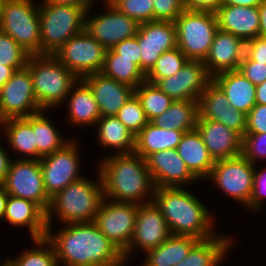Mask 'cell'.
Masks as SVG:
<instances>
[{"instance_id": "obj_32", "label": "cell", "mask_w": 266, "mask_h": 266, "mask_svg": "<svg viewBox=\"0 0 266 266\" xmlns=\"http://www.w3.org/2000/svg\"><path fill=\"white\" fill-rule=\"evenodd\" d=\"M231 237L213 236L199 240L188 255L175 266H218L230 249Z\"/></svg>"}, {"instance_id": "obj_13", "label": "cell", "mask_w": 266, "mask_h": 266, "mask_svg": "<svg viewBox=\"0 0 266 266\" xmlns=\"http://www.w3.org/2000/svg\"><path fill=\"white\" fill-rule=\"evenodd\" d=\"M43 110L35 97L29 68L14 72L0 88V122L10 118H26Z\"/></svg>"}, {"instance_id": "obj_47", "label": "cell", "mask_w": 266, "mask_h": 266, "mask_svg": "<svg viewBox=\"0 0 266 266\" xmlns=\"http://www.w3.org/2000/svg\"><path fill=\"white\" fill-rule=\"evenodd\" d=\"M246 133H266V105L256 104L247 114Z\"/></svg>"}, {"instance_id": "obj_55", "label": "cell", "mask_w": 266, "mask_h": 266, "mask_svg": "<svg viewBox=\"0 0 266 266\" xmlns=\"http://www.w3.org/2000/svg\"><path fill=\"white\" fill-rule=\"evenodd\" d=\"M263 0H222V4L258 7Z\"/></svg>"}, {"instance_id": "obj_41", "label": "cell", "mask_w": 266, "mask_h": 266, "mask_svg": "<svg viewBox=\"0 0 266 266\" xmlns=\"http://www.w3.org/2000/svg\"><path fill=\"white\" fill-rule=\"evenodd\" d=\"M29 54L6 33L0 30V64L10 67H25Z\"/></svg>"}, {"instance_id": "obj_26", "label": "cell", "mask_w": 266, "mask_h": 266, "mask_svg": "<svg viewBox=\"0 0 266 266\" xmlns=\"http://www.w3.org/2000/svg\"><path fill=\"white\" fill-rule=\"evenodd\" d=\"M212 80L222 89L229 104L248 114L256 105V86L238 70L215 75Z\"/></svg>"}, {"instance_id": "obj_16", "label": "cell", "mask_w": 266, "mask_h": 266, "mask_svg": "<svg viewBox=\"0 0 266 266\" xmlns=\"http://www.w3.org/2000/svg\"><path fill=\"white\" fill-rule=\"evenodd\" d=\"M170 235L167 222L154 201L138 205L134 234L123 253L125 262L136 246L148 252L161 245Z\"/></svg>"}, {"instance_id": "obj_11", "label": "cell", "mask_w": 266, "mask_h": 266, "mask_svg": "<svg viewBox=\"0 0 266 266\" xmlns=\"http://www.w3.org/2000/svg\"><path fill=\"white\" fill-rule=\"evenodd\" d=\"M138 205L104 198L93 221L123 254L129 247L136 223Z\"/></svg>"}, {"instance_id": "obj_39", "label": "cell", "mask_w": 266, "mask_h": 266, "mask_svg": "<svg viewBox=\"0 0 266 266\" xmlns=\"http://www.w3.org/2000/svg\"><path fill=\"white\" fill-rule=\"evenodd\" d=\"M189 59L177 47L162 53L153 67L145 74L146 81L155 84L162 78L173 76Z\"/></svg>"}, {"instance_id": "obj_24", "label": "cell", "mask_w": 266, "mask_h": 266, "mask_svg": "<svg viewBox=\"0 0 266 266\" xmlns=\"http://www.w3.org/2000/svg\"><path fill=\"white\" fill-rule=\"evenodd\" d=\"M218 29L231 33L244 42L259 34V11L257 7L222 4L215 11Z\"/></svg>"}, {"instance_id": "obj_17", "label": "cell", "mask_w": 266, "mask_h": 266, "mask_svg": "<svg viewBox=\"0 0 266 266\" xmlns=\"http://www.w3.org/2000/svg\"><path fill=\"white\" fill-rule=\"evenodd\" d=\"M140 47V69L146 74L165 51L177 48L175 22L150 21L141 23L135 36Z\"/></svg>"}, {"instance_id": "obj_35", "label": "cell", "mask_w": 266, "mask_h": 266, "mask_svg": "<svg viewBox=\"0 0 266 266\" xmlns=\"http://www.w3.org/2000/svg\"><path fill=\"white\" fill-rule=\"evenodd\" d=\"M104 75L117 82L136 88L146 80L143 71L131 59L119 58L112 48L107 49L101 71Z\"/></svg>"}, {"instance_id": "obj_59", "label": "cell", "mask_w": 266, "mask_h": 266, "mask_svg": "<svg viewBox=\"0 0 266 266\" xmlns=\"http://www.w3.org/2000/svg\"><path fill=\"white\" fill-rule=\"evenodd\" d=\"M2 266H12V265L8 261H5V263H3Z\"/></svg>"}, {"instance_id": "obj_19", "label": "cell", "mask_w": 266, "mask_h": 266, "mask_svg": "<svg viewBox=\"0 0 266 266\" xmlns=\"http://www.w3.org/2000/svg\"><path fill=\"white\" fill-rule=\"evenodd\" d=\"M199 116L205 120L220 122L242 137L246 133L247 114L231 106L225 93L213 80L200 96Z\"/></svg>"}, {"instance_id": "obj_36", "label": "cell", "mask_w": 266, "mask_h": 266, "mask_svg": "<svg viewBox=\"0 0 266 266\" xmlns=\"http://www.w3.org/2000/svg\"><path fill=\"white\" fill-rule=\"evenodd\" d=\"M43 111L45 110L32 114V129L35 134L37 160L54 153L69 142L63 139L52 122L44 115Z\"/></svg>"}, {"instance_id": "obj_38", "label": "cell", "mask_w": 266, "mask_h": 266, "mask_svg": "<svg viewBox=\"0 0 266 266\" xmlns=\"http://www.w3.org/2000/svg\"><path fill=\"white\" fill-rule=\"evenodd\" d=\"M33 243L37 246L35 249H28L14 260L7 261L12 266H58L53 245L46 238L33 239Z\"/></svg>"}, {"instance_id": "obj_21", "label": "cell", "mask_w": 266, "mask_h": 266, "mask_svg": "<svg viewBox=\"0 0 266 266\" xmlns=\"http://www.w3.org/2000/svg\"><path fill=\"white\" fill-rule=\"evenodd\" d=\"M244 54L245 42L241 38L218 29L203 63L213 78L222 72L238 70Z\"/></svg>"}, {"instance_id": "obj_3", "label": "cell", "mask_w": 266, "mask_h": 266, "mask_svg": "<svg viewBox=\"0 0 266 266\" xmlns=\"http://www.w3.org/2000/svg\"><path fill=\"white\" fill-rule=\"evenodd\" d=\"M153 201L161 210L171 235L191 236L198 240L216 235L210 212L192 192L182 187L155 188Z\"/></svg>"}, {"instance_id": "obj_29", "label": "cell", "mask_w": 266, "mask_h": 266, "mask_svg": "<svg viewBox=\"0 0 266 266\" xmlns=\"http://www.w3.org/2000/svg\"><path fill=\"white\" fill-rule=\"evenodd\" d=\"M68 96L70 97L68 99L69 122L77 126L96 125L101 114L91 88L82 78L72 86Z\"/></svg>"}, {"instance_id": "obj_27", "label": "cell", "mask_w": 266, "mask_h": 266, "mask_svg": "<svg viewBox=\"0 0 266 266\" xmlns=\"http://www.w3.org/2000/svg\"><path fill=\"white\" fill-rule=\"evenodd\" d=\"M179 156L189 171L198 179H207L215 161L212 159L199 132L195 129L185 132L177 147Z\"/></svg>"}, {"instance_id": "obj_14", "label": "cell", "mask_w": 266, "mask_h": 266, "mask_svg": "<svg viewBox=\"0 0 266 266\" xmlns=\"http://www.w3.org/2000/svg\"><path fill=\"white\" fill-rule=\"evenodd\" d=\"M75 143L69 141L61 149L40 159L44 187L50 199L69 184L83 178L78 175L80 156Z\"/></svg>"}, {"instance_id": "obj_7", "label": "cell", "mask_w": 266, "mask_h": 266, "mask_svg": "<svg viewBox=\"0 0 266 266\" xmlns=\"http://www.w3.org/2000/svg\"><path fill=\"white\" fill-rule=\"evenodd\" d=\"M0 30L10 35L30 56L40 54L39 5L32 0H4Z\"/></svg>"}, {"instance_id": "obj_48", "label": "cell", "mask_w": 266, "mask_h": 266, "mask_svg": "<svg viewBox=\"0 0 266 266\" xmlns=\"http://www.w3.org/2000/svg\"><path fill=\"white\" fill-rule=\"evenodd\" d=\"M112 49L119 54V58L131 59L140 68V47L136 37L122 40Z\"/></svg>"}, {"instance_id": "obj_2", "label": "cell", "mask_w": 266, "mask_h": 266, "mask_svg": "<svg viewBox=\"0 0 266 266\" xmlns=\"http://www.w3.org/2000/svg\"><path fill=\"white\" fill-rule=\"evenodd\" d=\"M99 166L104 198L137 205L153 201L155 185L146 159L137 153L116 152L113 156L103 158ZM149 193L151 198L146 197Z\"/></svg>"}, {"instance_id": "obj_30", "label": "cell", "mask_w": 266, "mask_h": 266, "mask_svg": "<svg viewBox=\"0 0 266 266\" xmlns=\"http://www.w3.org/2000/svg\"><path fill=\"white\" fill-rule=\"evenodd\" d=\"M199 240L191 236L170 235L161 245L148 252L144 266H175Z\"/></svg>"}, {"instance_id": "obj_53", "label": "cell", "mask_w": 266, "mask_h": 266, "mask_svg": "<svg viewBox=\"0 0 266 266\" xmlns=\"http://www.w3.org/2000/svg\"><path fill=\"white\" fill-rule=\"evenodd\" d=\"M257 8L260 19L258 36L266 37V0H263Z\"/></svg>"}, {"instance_id": "obj_34", "label": "cell", "mask_w": 266, "mask_h": 266, "mask_svg": "<svg viewBox=\"0 0 266 266\" xmlns=\"http://www.w3.org/2000/svg\"><path fill=\"white\" fill-rule=\"evenodd\" d=\"M97 137L104 147L119 149L118 154L133 153L135 150V137L116 116L100 117Z\"/></svg>"}, {"instance_id": "obj_20", "label": "cell", "mask_w": 266, "mask_h": 266, "mask_svg": "<svg viewBox=\"0 0 266 266\" xmlns=\"http://www.w3.org/2000/svg\"><path fill=\"white\" fill-rule=\"evenodd\" d=\"M146 163L155 188H176L197 181L179 156L177 149L155 152L146 159Z\"/></svg>"}, {"instance_id": "obj_37", "label": "cell", "mask_w": 266, "mask_h": 266, "mask_svg": "<svg viewBox=\"0 0 266 266\" xmlns=\"http://www.w3.org/2000/svg\"><path fill=\"white\" fill-rule=\"evenodd\" d=\"M149 122L161 115L173 103V99L164 93L156 84L142 82L134 89Z\"/></svg>"}, {"instance_id": "obj_58", "label": "cell", "mask_w": 266, "mask_h": 266, "mask_svg": "<svg viewBox=\"0 0 266 266\" xmlns=\"http://www.w3.org/2000/svg\"><path fill=\"white\" fill-rule=\"evenodd\" d=\"M108 5H114L118 0H104Z\"/></svg>"}, {"instance_id": "obj_56", "label": "cell", "mask_w": 266, "mask_h": 266, "mask_svg": "<svg viewBox=\"0 0 266 266\" xmlns=\"http://www.w3.org/2000/svg\"><path fill=\"white\" fill-rule=\"evenodd\" d=\"M256 104L266 105V81L256 86Z\"/></svg>"}, {"instance_id": "obj_31", "label": "cell", "mask_w": 266, "mask_h": 266, "mask_svg": "<svg viewBox=\"0 0 266 266\" xmlns=\"http://www.w3.org/2000/svg\"><path fill=\"white\" fill-rule=\"evenodd\" d=\"M199 117V101H173L170 107L150 122L160 128L189 132L195 130Z\"/></svg>"}, {"instance_id": "obj_52", "label": "cell", "mask_w": 266, "mask_h": 266, "mask_svg": "<svg viewBox=\"0 0 266 266\" xmlns=\"http://www.w3.org/2000/svg\"><path fill=\"white\" fill-rule=\"evenodd\" d=\"M97 0H44L43 3L64 5V6H92Z\"/></svg>"}, {"instance_id": "obj_23", "label": "cell", "mask_w": 266, "mask_h": 266, "mask_svg": "<svg viewBox=\"0 0 266 266\" xmlns=\"http://www.w3.org/2000/svg\"><path fill=\"white\" fill-rule=\"evenodd\" d=\"M82 79L91 88L101 117L115 116L134 94V88L117 82L102 72L88 74Z\"/></svg>"}, {"instance_id": "obj_5", "label": "cell", "mask_w": 266, "mask_h": 266, "mask_svg": "<svg viewBox=\"0 0 266 266\" xmlns=\"http://www.w3.org/2000/svg\"><path fill=\"white\" fill-rule=\"evenodd\" d=\"M33 91L39 106L46 110L66 101L79 78L54 55H32L27 61Z\"/></svg>"}, {"instance_id": "obj_1", "label": "cell", "mask_w": 266, "mask_h": 266, "mask_svg": "<svg viewBox=\"0 0 266 266\" xmlns=\"http://www.w3.org/2000/svg\"><path fill=\"white\" fill-rule=\"evenodd\" d=\"M53 233L47 227L46 239L53 245L57 264L65 266H120L123 254L94 222L68 223Z\"/></svg>"}, {"instance_id": "obj_10", "label": "cell", "mask_w": 266, "mask_h": 266, "mask_svg": "<svg viewBox=\"0 0 266 266\" xmlns=\"http://www.w3.org/2000/svg\"><path fill=\"white\" fill-rule=\"evenodd\" d=\"M254 170L255 165L241 154L215 161L207 179L214 181L223 193L248 208L253 191Z\"/></svg>"}, {"instance_id": "obj_44", "label": "cell", "mask_w": 266, "mask_h": 266, "mask_svg": "<svg viewBox=\"0 0 266 266\" xmlns=\"http://www.w3.org/2000/svg\"><path fill=\"white\" fill-rule=\"evenodd\" d=\"M154 21L175 22L185 10L182 0H153Z\"/></svg>"}, {"instance_id": "obj_18", "label": "cell", "mask_w": 266, "mask_h": 266, "mask_svg": "<svg viewBox=\"0 0 266 266\" xmlns=\"http://www.w3.org/2000/svg\"><path fill=\"white\" fill-rule=\"evenodd\" d=\"M211 81L203 61L189 60L173 76L162 78L155 84L174 101H199Z\"/></svg>"}, {"instance_id": "obj_40", "label": "cell", "mask_w": 266, "mask_h": 266, "mask_svg": "<svg viewBox=\"0 0 266 266\" xmlns=\"http://www.w3.org/2000/svg\"><path fill=\"white\" fill-rule=\"evenodd\" d=\"M115 116L135 135L149 122L135 93L130 96Z\"/></svg>"}, {"instance_id": "obj_42", "label": "cell", "mask_w": 266, "mask_h": 266, "mask_svg": "<svg viewBox=\"0 0 266 266\" xmlns=\"http://www.w3.org/2000/svg\"><path fill=\"white\" fill-rule=\"evenodd\" d=\"M114 6L139 24L154 21L153 0H118Z\"/></svg>"}, {"instance_id": "obj_33", "label": "cell", "mask_w": 266, "mask_h": 266, "mask_svg": "<svg viewBox=\"0 0 266 266\" xmlns=\"http://www.w3.org/2000/svg\"><path fill=\"white\" fill-rule=\"evenodd\" d=\"M1 129H5V136L13 151L26 154L27 160H37L35 134L32 129V114L26 118H10L0 122ZM4 125V126H3ZM3 126V128H2Z\"/></svg>"}, {"instance_id": "obj_8", "label": "cell", "mask_w": 266, "mask_h": 266, "mask_svg": "<svg viewBox=\"0 0 266 266\" xmlns=\"http://www.w3.org/2000/svg\"><path fill=\"white\" fill-rule=\"evenodd\" d=\"M175 25L177 47L189 60L204 61L218 30L215 12L185 9Z\"/></svg>"}, {"instance_id": "obj_45", "label": "cell", "mask_w": 266, "mask_h": 266, "mask_svg": "<svg viewBox=\"0 0 266 266\" xmlns=\"http://www.w3.org/2000/svg\"><path fill=\"white\" fill-rule=\"evenodd\" d=\"M239 70L255 86L266 81V64L253 61L246 53L240 63Z\"/></svg>"}, {"instance_id": "obj_57", "label": "cell", "mask_w": 266, "mask_h": 266, "mask_svg": "<svg viewBox=\"0 0 266 266\" xmlns=\"http://www.w3.org/2000/svg\"><path fill=\"white\" fill-rule=\"evenodd\" d=\"M9 194L3 184H0V219H3L5 214L6 202Z\"/></svg>"}, {"instance_id": "obj_22", "label": "cell", "mask_w": 266, "mask_h": 266, "mask_svg": "<svg viewBox=\"0 0 266 266\" xmlns=\"http://www.w3.org/2000/svg\"><path fill=\"white\" fill-rule=\"evenodd\" d=\"M214 161L239 156L242 153V136L235 130L214 120L200 116L195 128Z\"/></svg>"}, {"instance_id": "obj_28", "label": "cell", "mask_w": 266, "mask_h": 266, "mask_svg": "<svg viewBox=\"0 0 266 266\" xmlns=\"http://www.w3.org/2000/svg\"><path fill=\"white\" fill-rule=\"evenodd\" d=\"M184 133L175 129L160 128L148 122L135 137L134 152L147 159L155 152L177 149Z\"/></svg>"}, {"instance_id": "obj_46", "label": "cell", "mask_w": 266, "mask_h": 266, "mask_svg": "<svg viewBox=\"0 0 266 266\" xmlns=\"http://www.w3.org/2000/svg\"><path fill=\"white\" fill-rule=\"evenodd\" d=\"M263 196L266 197V169L254 170L253 191L248 203V208L257 211L263 207Z\"/></svg>"}, {"instance_id": "obj_50", "label": "cell", "mask_w": 266, "mask_h": 266, "mask_svg": "<svg viewBox=\"0 0 266 266\" xmlns=\"http://www.w3.org/2000/svg\"><path fill=\"white\" fill-rule=\"evenodd\" d=\"M185 9L215 12L221 5L222 0H182Z\"/></svg>"}, {"instance_id": "obj_12", "label": "cell", "mask_w": 266, "mask_h": 266, "mask_svg": "<svg viewBox=\"0 0 266 266\" xmlns=\"http://www.w3.org/2000/svg\"><path fill=\"white\" fill-rule=\"evenodd\" d=\"M2 184L9 195L30 200L47 213L51 199L44 187L40 160H12Z\"/></svg>"}, {"instance_id": "obj_9", "label": "cell", "mask_w": 266, "mask_h": 266, "mask_svg": "<svg viewBox=\"0 0 266 266\" xmlns=\"http://www.w3.org/2000/svg\"><path fill=\"white\" fill-rule=\"evenodd\" d=\"M107 49L85 29L70 38L54 54L79 79L102 71Z\"/></svg>"}, {"instance_id": "obj_43", "label": "cell", "mask_w": 266, "mask_h": 266, "mask_svg": "<svg viewBox=\"0 0 266 266\" xmlns=\"http://www.w3.org/2000/svg\"><path fill=\"white\" fill-rule=\"evenodd\" d=\"M249 162L256 165L257 159L266 157V133H245L242 137V153Z\"/></svg>"}, {"instance_id": "obj_4", "label": "cell", "mask_w": 266, "mask_h": 266, "mask_svg": "<svg viewBox=\"0 0 266 266\" xmlns=\"http://www.w3.org/2000/svg\"><path fill=\"white\" fill-rule=\"evenodd\" d=\"M98 178L100 185L83 177L52 197L46 213L47 227L51 226L53 213L65 224L93 222L104 199L100 173Z\"/></svg>"}, {"instance_id": "obj_60", "label": "cell", "mask_w": 266, "mask_h": 266, "mask_svg": "<svg viewBox=\"0 0 266 266\" xmlns=\"http://www.w3.org/2000/svg\"><path fill=\"white\" fill-rule=\"evenodd\" d=\"M3 2H4V0H0V8H1Z\"/></svg>"}, {"instance_id": "obj_54", "label": "cell", "mask_w": 266, "mask_h": 266, "mask_svg": "<svg viewBox=\"0 0 266 266\" xmlns=\"http://www.w3.org/2000/svg\"><path fill=\"white\" fill-rule=\"evenodd\" d=\"M23 67H10L0 64V88L13 76L14 72Z\"/></svg>"}, {"instance_id": "obj_49", "label": "cell", "mask_w": 266, "mask_h": 266, "mask_svg": "<svg viewBox=\"0 0 266 266\" xmlns=\"http://www.w3.org/2000/svg\"><path fill=\"white\" fill-rule=\"evenodd\" d=\"M245 53L253 61L266 64V37L257 36L246 41Z\"/></svg>"}, {"instance_id": "obj_15", "label": "cell", "mask_w": 266, "mask_h": 266, "mask_svg": "<svg viewBox=\"0 0 266 266\" xmlns=\"http://www.w3.org/2000/svg\"><path fill=\"white\" fill-rule=\"evenodd\" d=\"M105 6L107 12L89 19L86 16L93 6L87 9L84 29L106 49H111L122 40L135 37L140 24L121 13L114 5Z\"/></svg>"}, {"instance_id": "obj_51", "label": "cell", "mask_w": 266, "mask_h": 266, "mask_svg": "<svg viewBox=\"0 0 266 266\" xmlns=\"http://www.w3.org/2000/svg\"><path fill=\"white\" fill-rule=\"evenodd\" d=\"M6 152L3 147H0V184L5 181L12 161Z\"/></svg>"}, {"instance_id": "obj_6", "label": "cell", "mask_w": 266, "mask_h": 266, "mask_svg": "<svg viewBox=\"0 0 266 266\" xmlns=\"http://www.w3.org/2000/svg\"><path fill=\"white\" fill-rule=\"evenodd\" d=\"M91 6L39 5L40 55H54L70 38L84 30Z\"/></svg>"}, {"instance_id": "obj_25", "label": "cell", "mask_w": 266, "mask_h": 266, "mask_svg": "<svg viewBox=\"0 0 266 266\" xmlns=\"http://www.w3.org/2000/svg\"><path fill=\"white\" fill-rule=\"evenodd\" d=\"M3 219L12 226L26 225L32 240L46 237V213L30 200L9 195Z\"/></svg>"}]
</instances>
